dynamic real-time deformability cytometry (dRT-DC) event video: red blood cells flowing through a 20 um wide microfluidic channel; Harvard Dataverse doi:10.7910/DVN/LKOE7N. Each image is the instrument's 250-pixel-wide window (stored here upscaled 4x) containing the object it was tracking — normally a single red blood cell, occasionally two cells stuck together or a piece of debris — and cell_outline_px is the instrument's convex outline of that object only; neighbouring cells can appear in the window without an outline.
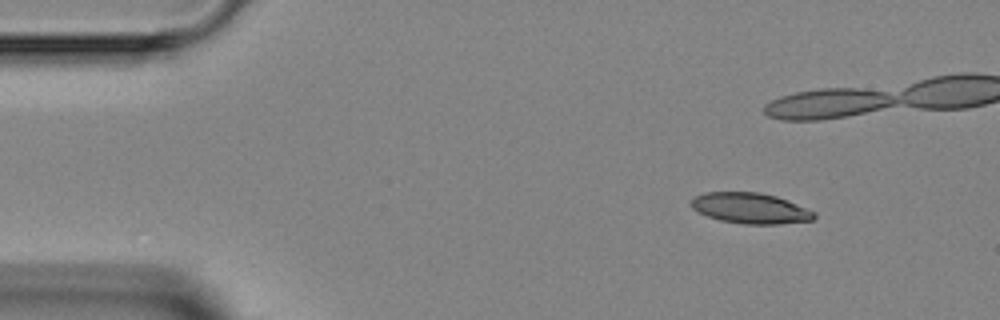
{"species": "Egyptian fruit bat (a non-hibernating species)", "species_latin": "Rousettus aegyptiacus", "temperature_condition": "room temperature", "stored_images_in_passage": 4, "camera_frame_rate_fps": 3000, "um_per_image_px": 0.085, "animal": {"sex": "female"}, "frame": {"image": 1, "passage_image": 1, "time_ms": 0.0, "image_size_px": [1000, 320], "cell_outline_px": [[816, 216], [812, 220], [780, 224], [744, 224], [720, 220], [708, 216], [692, 208], [692, 200], [696, 196], [704, 192], [760, 192], [776, 196], [788, 200], [816, 212]], "centroid_in_image_um": [63.82, 17.7], "position_along_channel_um": 21.2, "area_um2": 21.91}}